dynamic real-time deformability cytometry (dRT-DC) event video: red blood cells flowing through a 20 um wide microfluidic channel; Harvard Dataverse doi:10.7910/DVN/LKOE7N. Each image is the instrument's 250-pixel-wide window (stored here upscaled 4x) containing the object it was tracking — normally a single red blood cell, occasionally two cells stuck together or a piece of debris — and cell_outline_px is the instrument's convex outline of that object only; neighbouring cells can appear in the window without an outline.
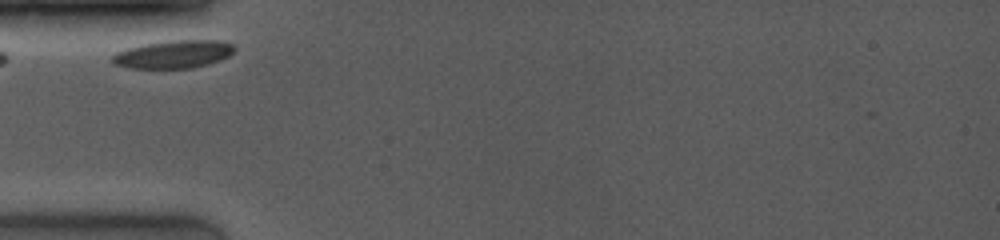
{"species": "common noctule bat (a hibernating species)", "species_latin": "Nyctalus noctula", "temperature_condition": "room temperature", "stored_images_in_passage": 22, "camera_frame_rate_fps": 4000, "um_per_image_px": 0.085, "animal": {"sex": "female", "body_mass_g": 19.0, "forearm_length_mm": 53.3}, "frame": {"image": 1, "passage_image": 1, "time_ms": 0.0, "image_size_px": [1000, 240], "cell_outline_px": [[236, 48], [228, 56], [220, 60], [208, 64], [192, 68], [128, 68], [112, 64], [112, 56], [116, 52], [128, 48], [144, 44], [172, 40], [216, 40], [232, 44]], "centroid_in_image_um": [14.72, 4.62], "position_along_channel_um": 70.3, "area_um2": 19.83}}